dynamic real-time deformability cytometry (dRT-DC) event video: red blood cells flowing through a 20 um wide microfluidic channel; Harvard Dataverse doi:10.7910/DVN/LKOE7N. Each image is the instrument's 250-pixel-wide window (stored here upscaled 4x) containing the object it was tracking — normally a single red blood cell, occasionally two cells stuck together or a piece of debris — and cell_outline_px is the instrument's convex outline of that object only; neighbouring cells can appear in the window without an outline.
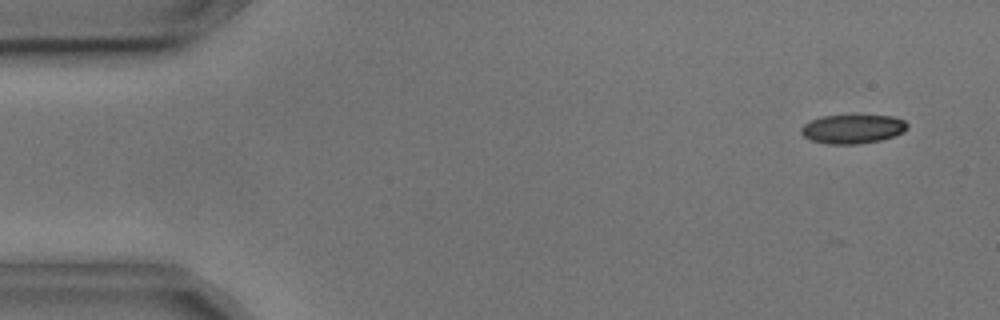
{"species": "common noctule bat (a hibernating species)", "species_latin": "Nyctalus noctula", "temperature_condition": "cold", "stored_images_in_passage": 5, "camera_frame_rate_fps": 3000, "um_per_image_px": 0.085, "animal": {"sex": "male", "body_mass_g": 17.9, "forearm_length_mm": 54.2}, "frame": {"image": 1, "passage_image": 1, "time_ms": 0.0, "image_size_px": [1000, 320], "cell_outline_px": [[908, 128], [904, 132], [880, 140], [856, 144], [828, 144], [812, 140], [804, 136], [800, 132], [800, 128], [804, 124], [820, 116], [856, 112], [860, 112], [892, 116], [904, 120], [908, 124]], "centroid_in_image_um": [72.49, 10.89], "position_along_channel_um": 12.5, "area_um2": 18.84}}
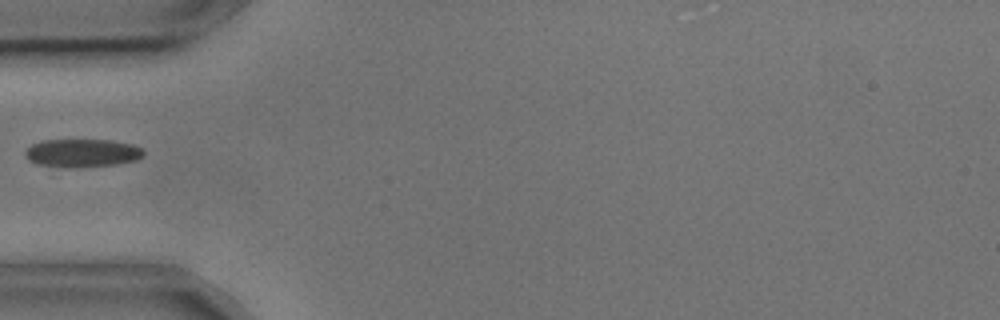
{"frame": {"image": 2, "passage_image": 4, "time_ms": 1.0, "image_size_px": [1000, 320], "cell_outline_px": [[144, 156], [136, 160], [120, 164], [80, 168], [68, 168], [36, 164], [28, 160], [24, 156], [24, 152], [32, 144], [40, 140], [108, 140], [132, 144], [144, 148]], "centroid_in_image_um": [6.99, 13.02], "position_along_channel_um": 78.0, "area_um2": 19.88}}